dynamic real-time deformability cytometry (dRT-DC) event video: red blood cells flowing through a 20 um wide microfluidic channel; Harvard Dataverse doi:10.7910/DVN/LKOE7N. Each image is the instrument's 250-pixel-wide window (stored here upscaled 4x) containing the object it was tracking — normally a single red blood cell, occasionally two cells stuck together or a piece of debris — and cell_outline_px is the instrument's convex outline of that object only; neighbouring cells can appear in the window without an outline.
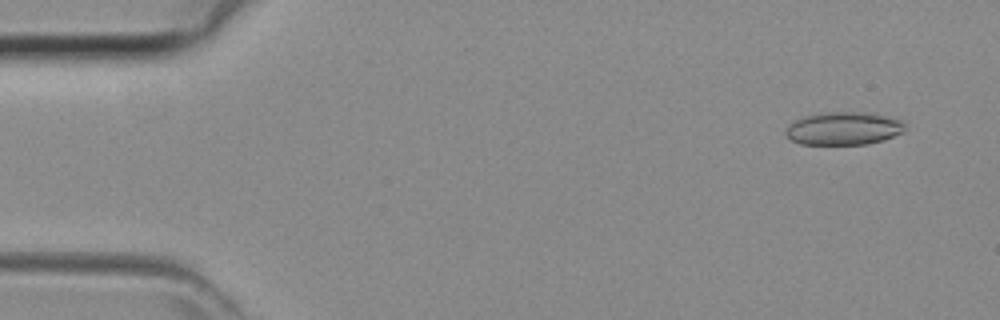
{"species": "common noctule bat (a hibernating species)", "species_latin": "Nyctalus noctula", "temperature_condition": "room temperature", "stored_images_in_passage": 42, "camera_frame_rate_fps": 3000, "um_per_image_px": 0.085, "animal": {"sex": "female", "body_mass_g": 29.2, "forearm_length_mm": 56.3}, "frame": {"image": 1, "passage_image": 2, "time_ms": 0.333, "image_size_px": [1000, 320], "cell_outline_px": [[904, 132], [884, 140], [868, 144], [800, 144], [784, 136], [784, 132], [796, 120], [804, 116], [828, 112], [864, 112], [884, 116], [900, 120], [904, 124]], "centroid_in_image_um": [71.7, 10.93], "position_along_channel_um": 13.3, "area_um2": 22.72}}
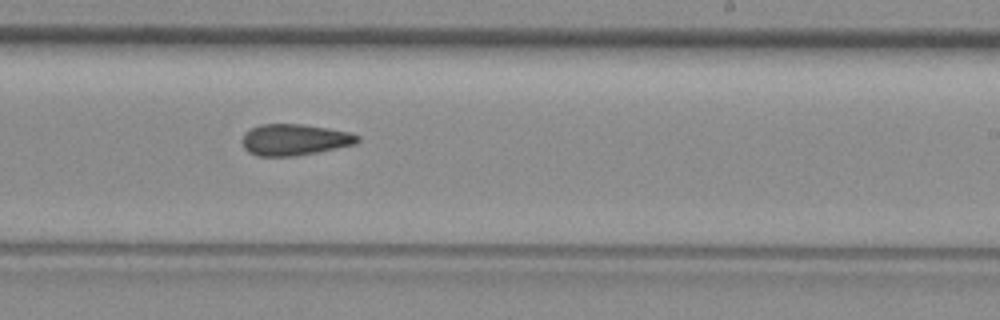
{"frame": {"image": 2, "passage_image": 25, "time_ms": 8.0, "image_size_px": [1000, 320], "cell_outline_px": [[360, 140], [356, 144], [296, 156], [256, 156], [248, 152], [244, 148], [244, 132], [260, 124], [300, 124], [328, 128], [352, 132], [360, 136]], "centroid_in_image_um": [25.06, 11.87], "position_along_channel_um": 263.9, "area_um2": 21.04}}
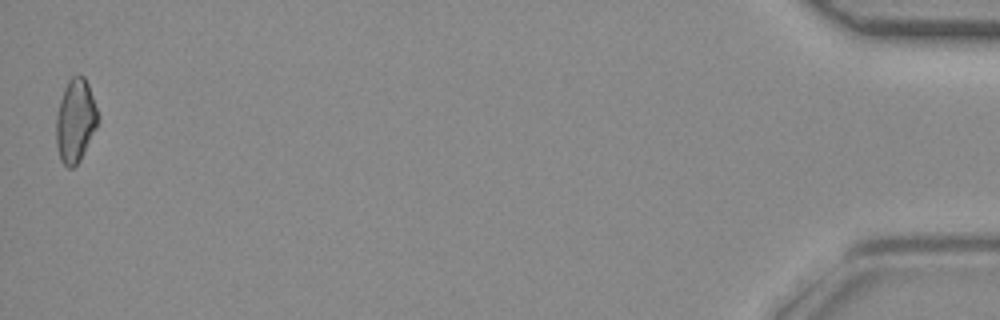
{"frame": {"image": 3, "passage_image": 42, "time_ms": 13.667, "image_size_px": [1000, 320], "cell_outline_px": [[100, 120], [80, 160], [72, 168], [68, 168], [60, 160], [56, 144], [56, 116], [60, 100], [64, 88], [68, 80], [72, 76], [80, 72], [84, 76], [88, 84]], "centroid_in_image_um": [6.4, 10.24], "position_along_channel_um": 428.8, "area_um2": 20.35}}